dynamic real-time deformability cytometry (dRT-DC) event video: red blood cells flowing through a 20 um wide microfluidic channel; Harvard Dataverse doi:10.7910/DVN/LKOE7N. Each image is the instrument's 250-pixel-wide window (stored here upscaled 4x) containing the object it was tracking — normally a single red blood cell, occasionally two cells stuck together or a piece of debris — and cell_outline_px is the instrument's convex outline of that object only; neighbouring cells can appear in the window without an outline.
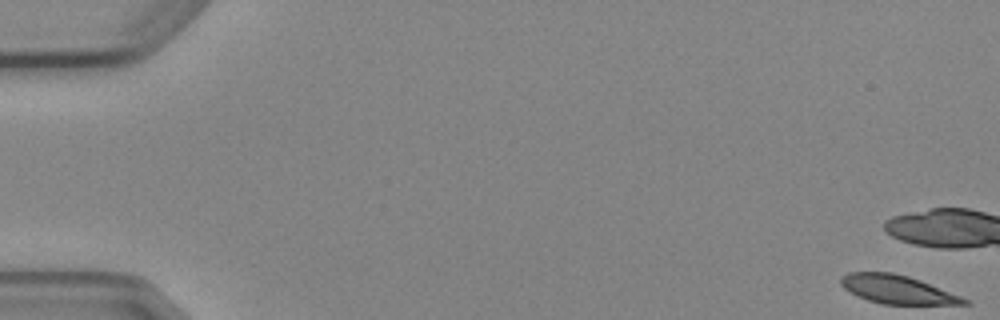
{"species": "Egyptian fruit bat (a non-hibernating species)", "species_latin": "Rousettus aegyptiacus", "temperature_condition": "cold", "stored_images_in_passage": 3, "camera_frame_rate_fps": 3000, "um_per_image_px": 0.085, "animal": {"sex": "female"}, "frame": {"image": 1, "passage_image": 1, "time_ms": 0.0, "image_size_px": [1000, 320], "cell_outline_px": [[972, 304], [884, 304], [868, 300], [844, 288], [840, 284], [840, 276], [848, 272], [892, 272], [908, 276], [920, 280], [972, 300]], "centroid_in_image_um": [76.31, 24.6], "position_along_channel_um": 8.7, "area_um2": 20.4}}